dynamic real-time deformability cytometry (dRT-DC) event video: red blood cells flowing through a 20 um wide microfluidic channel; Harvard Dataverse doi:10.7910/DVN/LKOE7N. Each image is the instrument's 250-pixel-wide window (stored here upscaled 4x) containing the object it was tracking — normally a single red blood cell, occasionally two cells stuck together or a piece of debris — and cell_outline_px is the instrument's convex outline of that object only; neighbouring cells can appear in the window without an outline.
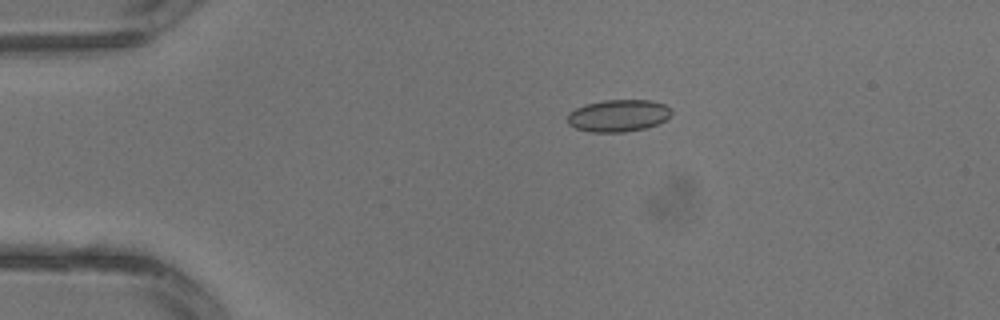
{"species": "common noctule bat (a hibernating species)", "species_latin": "Nyctalus noctula", "temperature_condition": "warm", "stored_images_in_passage": 3, "camera_frame_rate_fps": 3000, "um_per_image_px": 0.085, "animal": {"sex": "male", "body_mass_g": 13.3}, "frame": {"image": 1, "passage_image": 2, "time_ms": 0.333, "image_size_px": [1000, 320], "cell_outline_px": [[672, 112], [664, 120], [656, 124], [644, 128], [624, 132], [592, 132], [576, 128], [568, 124], [568, 112], [584, 104], [604, 100], [652, 100], [664, 104], [672, 108]], "centroid_in_image_um": [52.54, 9.81], "position_along_channel_um": 32.5, "area_um2": 19.42}}
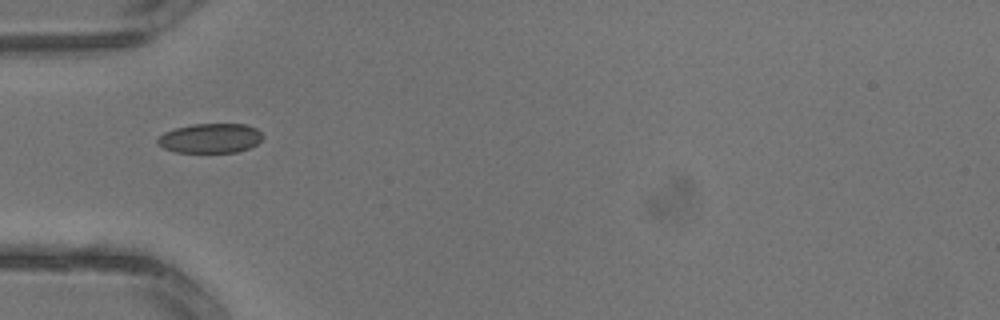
{"frame": {"image": 2, "passage_image": 3, "time_ms": 0.667, "image_size_px": [1000, 320], "cell_outline_px": [[264, 136], [256, 144], [248, 148], [236, 152], [176, 152], [164, 148], [156, 144], [156, 140], [164, 132], [176, 128], [192, 124], [244, 124], [256, 128]], "centroid_in_image_um": [17.86, 11.75], "position_along_channel_um": 67.1, "area_um2": 18.03}}